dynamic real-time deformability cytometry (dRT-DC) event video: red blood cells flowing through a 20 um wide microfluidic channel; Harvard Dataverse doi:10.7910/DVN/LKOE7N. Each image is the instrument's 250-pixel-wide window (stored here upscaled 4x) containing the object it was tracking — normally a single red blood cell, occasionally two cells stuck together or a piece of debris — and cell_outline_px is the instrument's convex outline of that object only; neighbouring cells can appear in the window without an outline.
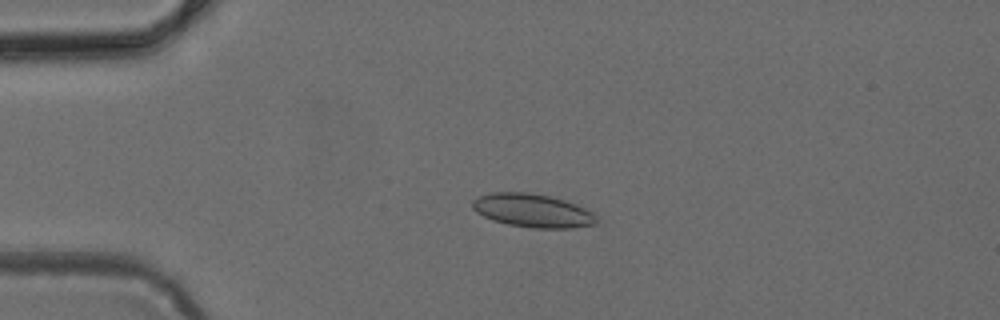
{"species": "common noctule bat (a hibernating species)", "species_latin": "Nyctalus noctula", "temperature_condition": "cold", "stored_images_in_passage": 49, "camera_frame_rate_fps": 3000, "um_per_image_px": 0.085, "animal": {"sex": "female", "body_mass_g": 24.6, "forearm_length_mm": 56.2}, "frame": {"image": 1, "passage_image": 12, "time_ms": 3.667, "image_size_px": [1000, 320], "cell_outline_px": [[596, 224], [572, 228], [532, 228], [508, 224], [492, 220], [476, 212], [472, 208], [472, 200], [480, 196], [492, 192], [524, 192], [548, 196], [564, 200], [576, 204], [592, 212], [596, 216]], "centroid_in_image_um": [45.25, 17.9], "position_along_channel_um": 39.7, "area_um2": 24.04}}
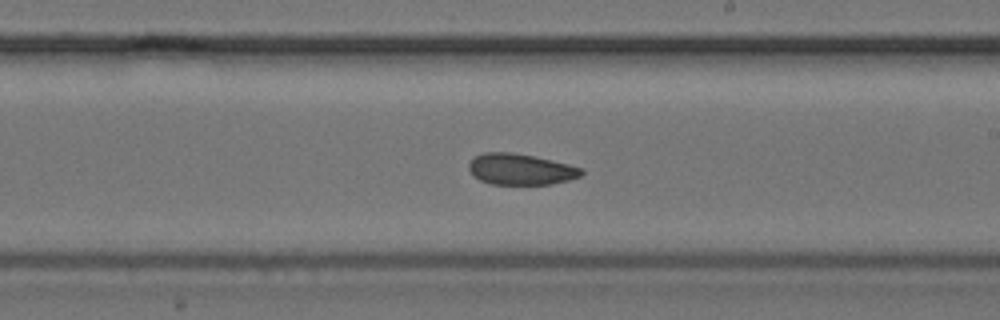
{"frame": {"image": 2, "passage_image": 29, "time_ms": 9.333, "image_size_px": [1000, 320], "cell_outline_px": [[584, 172], [580, 176], [568, 180], [552, 184], [492, 184], [480, 180], [472, 176], [468, 168], [468, 164], [476, 156], [484, 152], [512, 152], [552, 160], [584, 168]], "centroid_in_image_um": [44.25, 14.39], "position_along_channel_um": 244.8, "area_um2": 20.4}}
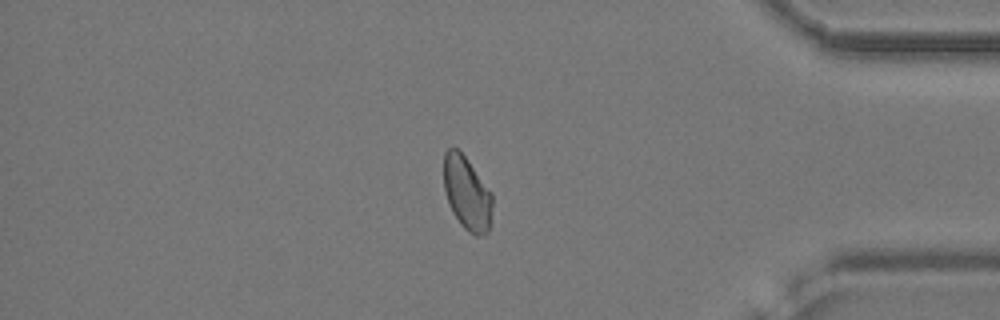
{"frame": {"image": 3, "passage_image": 42, "time_ms": 13.667, "image_size_px": [1000, 320], "cell_outline_px": [[492, 224], [488, 232], [480, 236], [476, 236], [468, 232], [460, 224], [452, 212], [448, 204], [444, 188], [444, 152], [448, 148], [456, 148], [464, 156], [492, 192]], "centroid_in_image_um": [39.7, 16.48], "position_along_channel_um": 395.5, "area_um2": 21.04}}